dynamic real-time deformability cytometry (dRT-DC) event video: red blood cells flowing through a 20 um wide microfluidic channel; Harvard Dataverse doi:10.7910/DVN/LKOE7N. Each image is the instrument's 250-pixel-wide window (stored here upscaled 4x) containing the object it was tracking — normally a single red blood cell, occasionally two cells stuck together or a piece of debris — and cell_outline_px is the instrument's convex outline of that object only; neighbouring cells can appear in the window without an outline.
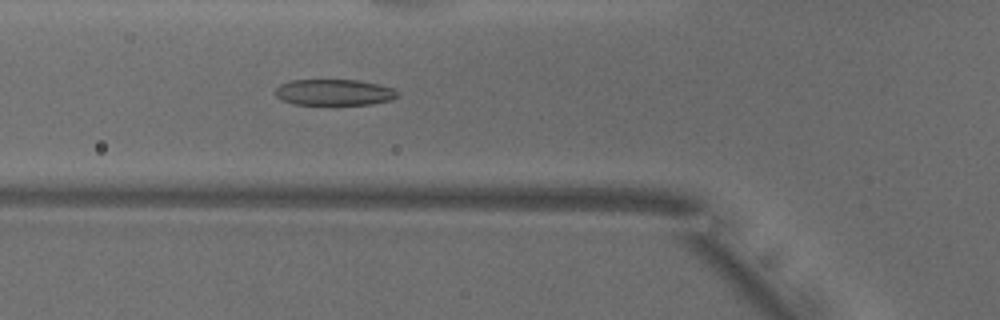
{"species": "common noctule bat (a hibernating species)", "species_latin": "Nyctalus noctula", "temperature_condition": "warm", "stored_images_in_passage": 53, "camera_frame_rate_fps": 3000, "um_per_image_px": 0.085, "animal": {"sex": "male", "body_mass_g": 18.8}, "frame": {"image": 1, "passage_image": 18, "time_ms": 5.667, "image_size_px": [1000, 320], "cell_outline_px": [[400, 96], [392, 100], [372, 104], [292, 104], [276, 96], [272, 92], [280, 84], [292, 80], [356, 80], [376, 84], [392, 88], [400, 92]], "centroid_in_image_um": [28.41, 7.85], "position_along_channel_um": 97.4, "area_um2": 18.61}}
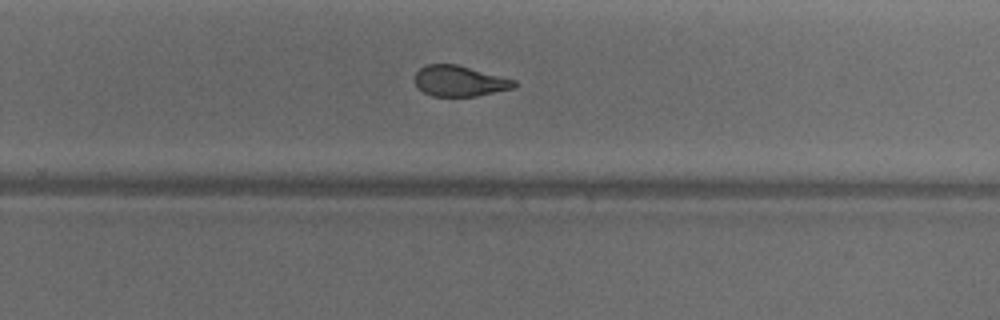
{"frame": {"image": 2, "passage_image": 33, "time_ms": 10.667, "image_size_px": [1000, 320], "cell_outline_px": [[516, 84], [512, 88], [476, 96], [432, 96], [424, 92], [416, 84], [416, 72], [424, 64], [456, 64], [516, 80]], "centroid_in_image_um": [39.05, 6.88], "position_along_channel_um": 290.8, "area_um2": 17.51}}
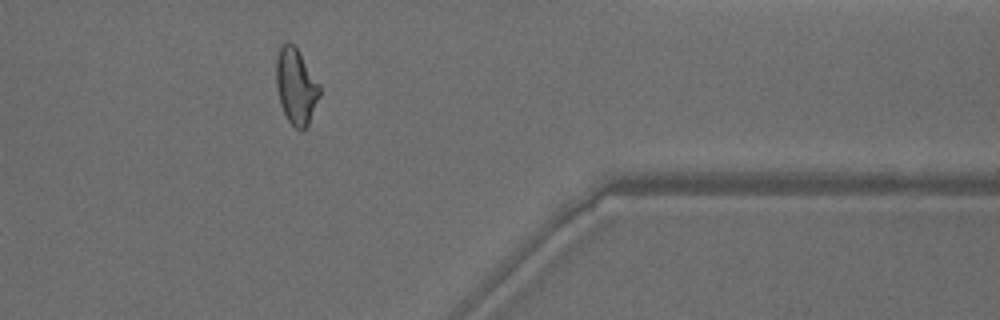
{"frame": {"image": 3, "passage_image": 42, "time_ms": 13.667, "image_size_px": [1000, 320], "cell_outline_px": [[320, 96], [308, 124], [300, 132], [288, 120], [280, 104], [276, 88], [276, 60], [280, 48], [288, 40], [296, 48], [320, 84]], "centroid_in_image_um": [25.16, 7.35], "position_along_channel_um": 386.2, "area_um2": 19.02}, "authors_computed_cell_mechanics": {"area_um2": 19.8832, "velocity_mm_per_s": 3.8593, "shape_relaxation_time_tau1_ms": 9.7217, "shape_relaxation_time_tau2_ms": 1.8731, "deformation_change_tau1": 0.263, "deformation_change_tau2": 0.0967}}